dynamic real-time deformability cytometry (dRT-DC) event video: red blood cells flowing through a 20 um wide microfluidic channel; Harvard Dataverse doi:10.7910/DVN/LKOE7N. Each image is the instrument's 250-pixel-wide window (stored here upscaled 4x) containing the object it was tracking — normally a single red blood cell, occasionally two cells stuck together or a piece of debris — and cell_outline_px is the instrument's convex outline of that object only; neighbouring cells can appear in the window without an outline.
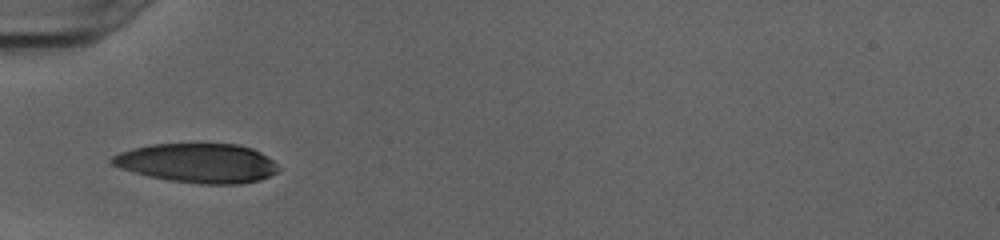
{"species": "human", "species_latin": "Homo sapiens", "temperature_condition": "cold", "stored_images_in_passage": 26, "camera_frame_rate_fps": 3000, "um_per_image_px": 0.085, "donor": {"sex": "female"}, "frame": {"image": 1, "passage_image": 1, "time_ms": 0.0, "image_size_px": [1000, 240], "cell_outline_px": [[280, 168], [276, 172], [260, 180], [240, 184], [200, 184], [172, 180], [148, 176], [120, 168], [112, 164], [108, 160], [112, 156], [120, 152], [152, 144], [236, 144], [252, 148], [260, 152], [272, 160]], "centroid_in_image_um": [16.8, 13.86], "position_along_channel_um": 68.2, "area_um2": 37.86}}
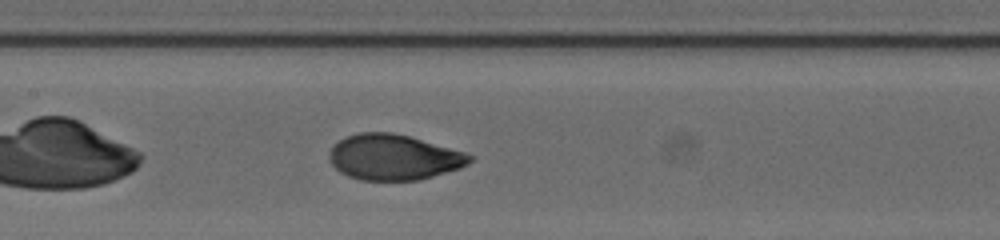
{"frame": {"image": 2, "passage_image": 9, "time_ms": 2.667, "image_size_px": [1000, 240], "cell_outline_px": [[476, 156], [468, 164], [460, 168], [420, 180], [360, 180], [348, 176], [340, 172], [332, 164], [328, 156], [328, 152], [344, 136], [360, 132], [392, 132], [408, 136], [464, 152]], "centroid_in_image_um": [33.46, 13.37], "position_along_channel_um": 173.9, "area_um2": 37.22}}
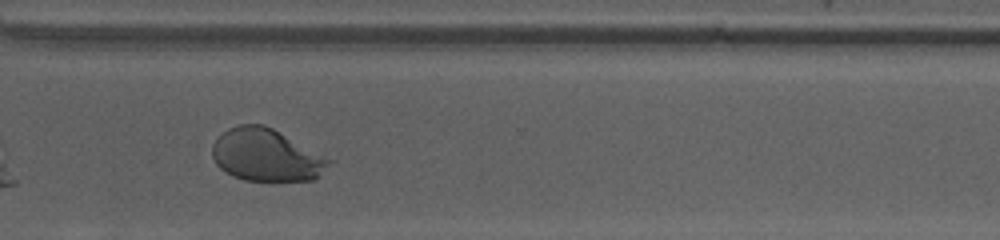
{"frame": {"image": 3, "passage_image": 22, "time_ms": 7.0, "image_size_px": [1000, 240], "cell_outline_px": [[336, 160], [316, 180], [272, 184], [244, 180], [232, 176], [220, 168], [216, 164], [212, 156], [212, 144], [228, 128], [240, 124], [264, 124]], "centroid_in_image_um": [22.72, 13.25], "position_along_channel_um": 347.9, "area_um2": 36.99}, "authors_computed_cell_mechanics": {"area_um2": 37.5122, "velocity_mm_per_s": 4.0193, "shape_relaxation_time_tau1_ms": 3.6716, "shape_relaxation_time_tau2_ms": null, "deformation_change_tau1": 0.1948, "deformation_change_tau2": null}}